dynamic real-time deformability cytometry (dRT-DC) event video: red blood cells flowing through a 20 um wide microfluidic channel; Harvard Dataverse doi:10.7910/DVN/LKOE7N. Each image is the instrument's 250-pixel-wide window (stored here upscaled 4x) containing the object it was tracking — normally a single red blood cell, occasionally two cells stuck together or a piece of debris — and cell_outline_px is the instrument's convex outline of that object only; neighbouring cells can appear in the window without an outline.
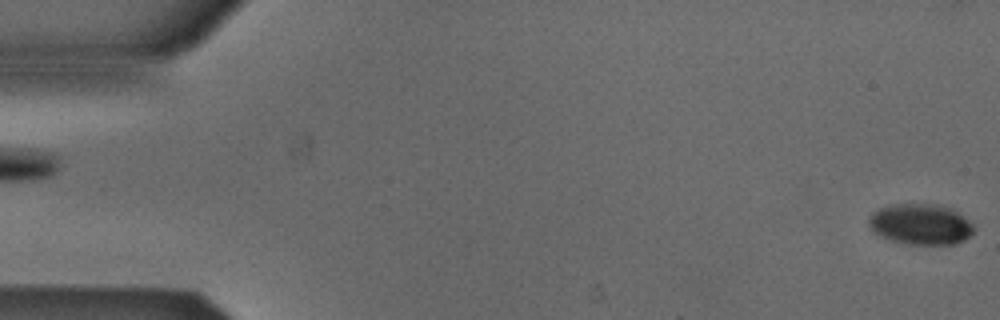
{"species": "Egyptian fruit bat (a non-hibernating species)", "species_latin": "Rousettus aegyptiacus", "temperature_condition": "cold", "stored_images_in_passage": 4, "segment_of_instrument_passage": [2, 2], "camera_frame_rate_fps": 3000, "um_per_image_px": 0.085, "animal": {"sex": "male"}, "frame": {"image": 1, "passage_image": 4, "time_ms": 1.0, "image_size_px": [1000, 320], "cell_outline_px": [[972, 232], [964, 240], [956, 244], [908, 244], [892, 240], [880, 236], [868, 224], [868, 216], [872, 212], [880, 208], [892, 204], [940, 204], [952, 208], [968, 220], [972, 224]], "centroid_in_image_um": [78.23, 19.04], "position_along_channel_um": 6.8, "area_um2": 24.85}}